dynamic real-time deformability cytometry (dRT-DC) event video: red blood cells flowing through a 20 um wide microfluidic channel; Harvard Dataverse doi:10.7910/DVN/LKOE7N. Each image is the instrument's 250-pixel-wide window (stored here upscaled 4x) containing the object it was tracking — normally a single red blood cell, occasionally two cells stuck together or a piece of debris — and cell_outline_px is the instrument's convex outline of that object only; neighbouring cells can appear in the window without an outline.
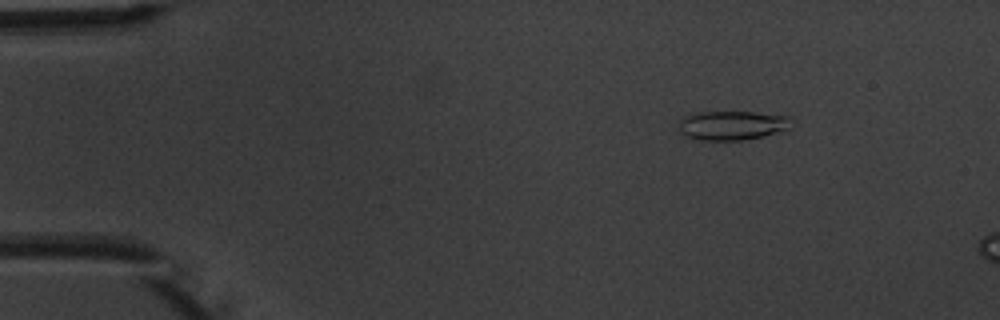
{"species": "common noctule bat (a hibernating species)", "species_latin": "Nyctalus noctula", "temperature_condition": "warm", "stored_images_in_passage": 6, "camera_frame_rate_fps": 3000, "um_per_image_px": 0.085, "animal": {"sex": "male", "body_mass_g": 20.1, "forearm_length_mm": 53.5}, "frame": {"image": 1, "passage_image": 1, "time_ms": 0.0, "image_size_px": [1000, 320], "cell_outline_px": [[792, 116], [788, 128], [760, 136], [744, 140], [700, 140], [684, 136], [680, 132], [680, 120], [688, 116], [700, 112], [756, 112]], "centroid_in_image_um": [62.22, 10.65], "position_along_channel_um": 22.8, "area_um2": 18.84}}
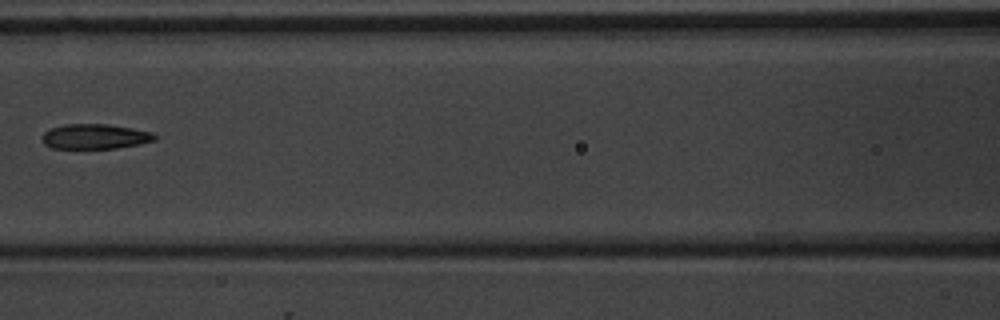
{"frame": {"image": 2, "passage_image": 5, "time_ms": 5.667, "image_size_px": [1000, 320], "cell_outline_px": [[156, 140], [140, 144], [116, 148], [52, 148], [44, 144], [40, 140], [40, 136], [48, 128], [64, 124], [108, 124], [132, 128], [152, 132], [156, 136]], "centroid_in_image_um": [8.02, 11.59], "position_along_channel_um": 158.6, "area_um2": 16.59}}
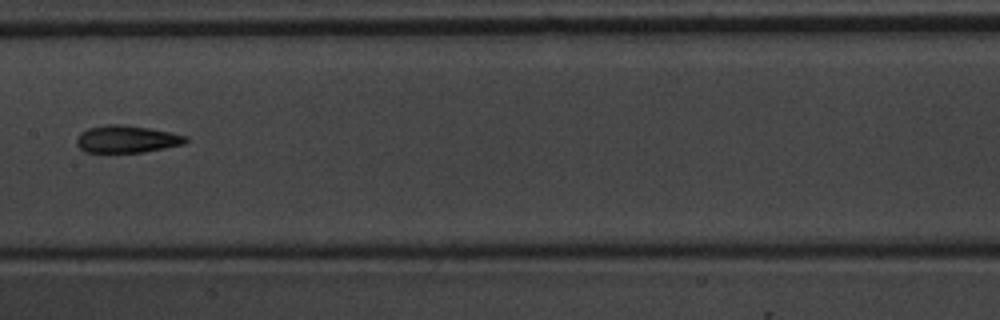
{"frame": {"image": 3, "passage_image": 6, "time_ms": 6.667, "image_size_px": [1000, 320], "cell_outline_px": [[188, 140], [184, 144], [164, 148], [140, 152], [84, 152], [76, 144], [76, 136], [80, 132], [88, 128], [108, 124], [120, 124], [148, 128], [188, 136]], "centroid_in_image_um": [10.73, 11.82], "position_along_channel_um": 196.7, "area_um2": 17.28}}